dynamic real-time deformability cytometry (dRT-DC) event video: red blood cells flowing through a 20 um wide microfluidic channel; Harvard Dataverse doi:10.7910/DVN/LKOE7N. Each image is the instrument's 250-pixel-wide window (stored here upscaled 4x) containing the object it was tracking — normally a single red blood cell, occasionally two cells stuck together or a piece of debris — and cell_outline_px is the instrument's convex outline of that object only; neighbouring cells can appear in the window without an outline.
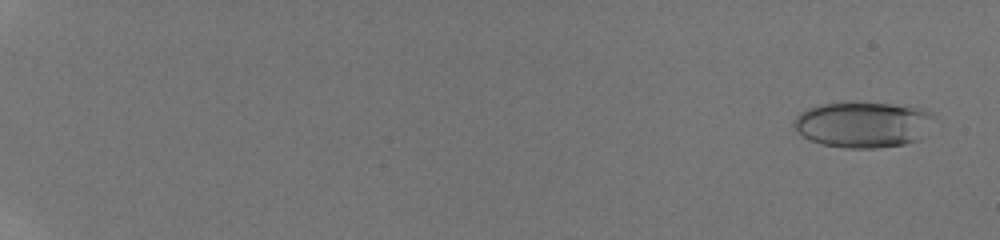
{"species": "human", "species_latin": "Homo sapiens", "temperature_condition": "room temperature", "stored_images_in_passage": 19, "camera_frame_rate_fps": 3000, "um_per_image_px": 0.085, "donor": {"sex": "male"}, "frame": {"image": 1, "passage_image": 2, "time_ms": 0.667, "image_size_px": [1000, 240], "cell_outline_px": [[932, 116], [916, 140], [904, 144], [876, 148], [844, 148], [820, 144], [808, 140], [792, 124], [796, 116], [800, 112], [808, 108], [820, 104], [852, 100], [892, 104], [924, 108], [932, 112]], "centroid_in_image_um": [73.25, 10.55], "position_along_channel_um": 11.7, "area_um2": 37.51}}
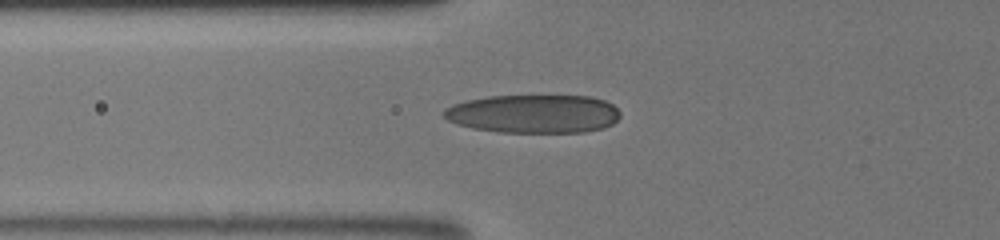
{"frame": {"image": 2, "passage_image": 15, "time_ms": 7.667, "image_size_px": [1000, 240], "cell_outline_px": [[620, 116], [612, 124], [604, 128], [584, 132], [500, 132], [472, 128], [456, 124], [448, 120], [444, 116], [444, 112], [452, 104], [464, 100], [488, 96], [592, 96], [604, 100], [612, 104], [620, 112]], "centroid_in_image_um": [45.36, 9.67], "position_along_channel_um": 80.4, "area_um2": 39.59}}
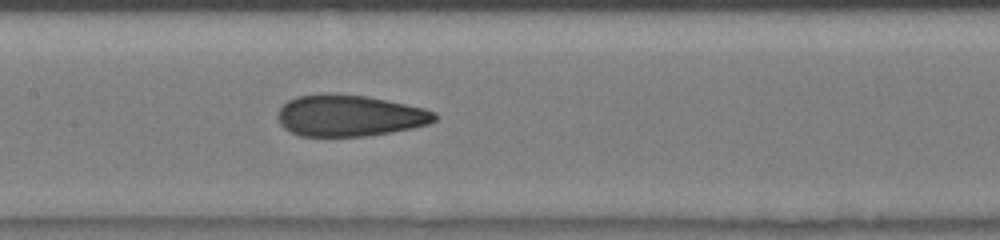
{"frame": {"image": 3, "passage_image": 19, "time_ms": 10.0, "image_size_px": [1000, 240], "cell_outline_px": [[436, 120], [428, 124], [412, 128], [368, 136], [300, 136], [284, 128], [280, 124], [276, 116], [276, 112], [288, 100], [296, 96], [324, 92], [340, 92], [368, 96], [424, 108], [436, 112]], "centroid_in_image_um": [29.67, 9.8], "position_along_channel_um": 177.7, "area_um2": 38.44}}